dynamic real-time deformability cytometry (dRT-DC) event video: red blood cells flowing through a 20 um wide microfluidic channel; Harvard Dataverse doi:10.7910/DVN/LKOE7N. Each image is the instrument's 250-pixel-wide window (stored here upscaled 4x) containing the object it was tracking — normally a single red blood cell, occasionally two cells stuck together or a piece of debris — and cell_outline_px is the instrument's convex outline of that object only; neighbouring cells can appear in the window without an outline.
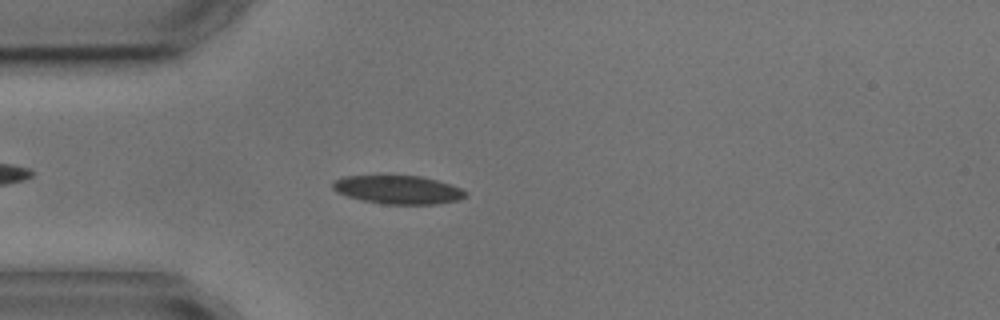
{"species": "common noctule bat (a hibernating species)", "species_latin": "Nyctalus noctula", "temperature_condition": "cold", "stored_images_in_passage": 3, "camera_frame_rate_fps": 3000, "um_per_image_px": 0.085, "animal": {"sex": "male", "body_mass_g": 17.9, "forearm_length_mm": 54.2}, "frame": {"image": 1, "passage_image": 3, "time_ms": 2.333, "image_size_px": [1000, 320], "cell_outline_px": [[468, 196], [460, 200], [436, 204], [384, 204], [364, 200], [348, 196], [336, 192], [332, 188], [332, 184], [336, 180], [344, 176], [420, 176], [436, 180], [460, 188], [468, 192]], "centroid_in_image_um": [33.87, 16.13], "position_along_channel_um": 51.1, "area_um2": 21.85}}